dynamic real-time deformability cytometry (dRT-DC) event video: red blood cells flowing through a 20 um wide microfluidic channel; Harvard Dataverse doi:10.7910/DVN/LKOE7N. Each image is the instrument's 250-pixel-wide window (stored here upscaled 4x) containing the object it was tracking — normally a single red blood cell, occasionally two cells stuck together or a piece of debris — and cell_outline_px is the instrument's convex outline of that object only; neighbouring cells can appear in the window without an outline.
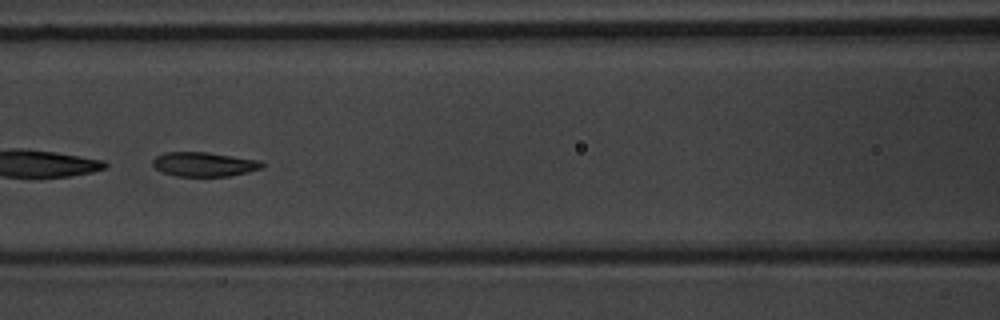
{"species": "common noctule bat (a hibernating species)", "species_latin": "Nyctalus noctula", "temperature_condition": "warm", "stored_images_in_passage": 10, "camera_frame_rate_fps": 3000, "um_per_image_px": 0.085, "animal": {"sex": "male", "body_mass_g": 20.1, "forearm_length_mm": 53.5}, "frame": {"image": 1, "passage_image": 7, "time_ms": 7.667, "image_size_px": [1000, 320], "cell_outline_px": [[264, 168], [248, 172], [228, 176], [176, 176], [164, 172], [156, 168], [152, 164], [152, 160], [156, 156], [164, 152], [208, 152], [260, 160], [264, 164]], "centroid_in_image_um": [17.37, 13.95], "position_along_channel_um": 149.2, "area_um2": 15.55}}
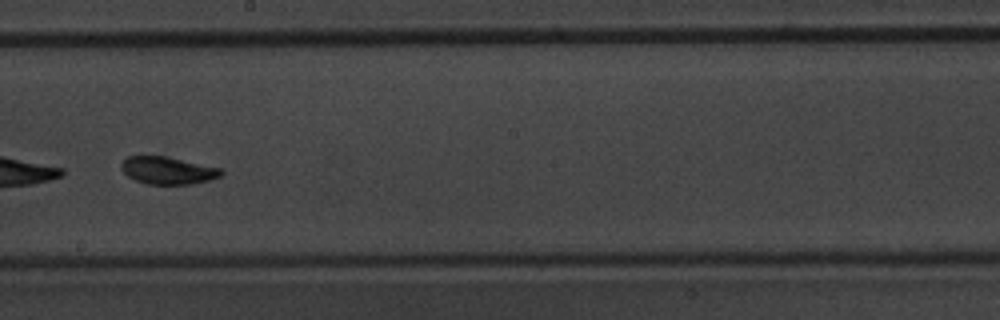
{"frame": {"image": 2, "passage_image": 9, "time_ms": 10.0, "image_size_px": [1000, 320], "cell_outline_px": [[224, 172], [220, 176], [208, 180], [192, 184], [148, 184], [136, 180], [128, 176], [120, 168], [120, 164], [128, 156], [164, 156], [220, 168]], "centroid_in_image_um": [14.24, 14.49], "position_along_channel_um": 234.0, "area_um2": 15.72}}